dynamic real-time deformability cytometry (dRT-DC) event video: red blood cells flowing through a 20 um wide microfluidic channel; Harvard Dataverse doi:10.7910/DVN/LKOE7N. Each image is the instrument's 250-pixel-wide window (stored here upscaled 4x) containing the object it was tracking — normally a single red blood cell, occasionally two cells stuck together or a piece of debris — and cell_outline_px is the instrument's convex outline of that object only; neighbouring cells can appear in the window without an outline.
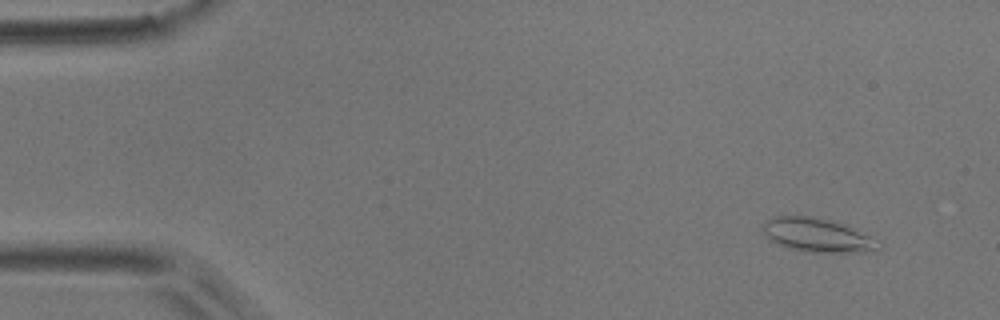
{"species": "common noctule bat (a hibernating species)", "species_latin": "Nyctalus noctula", "temperature_condition": "room temperature", "stored_images_in_passage": 5, "camera_frame_rate_fps": 3000, "um_per_image_px": 0.085, "animal": {"sex": "male", "body_mass_g": 17.9}, "frame": {"image": 1, "passage_image": 2, "time_ms": 1.333, "image_size_px": [1000, 320], "cell_outline_px": [[880, 248], [876, 252], [812, 252], [788, 248], [772, 240], [764, 232], [764, 220], [772, 216], [816, 216], [836, 220], [848, 224], [868, 236], [880, 244]], "centroid_in_image_um": [69.52, 19.96], "position_along_channel_um": 15.5, "area_um2": 22.89}}